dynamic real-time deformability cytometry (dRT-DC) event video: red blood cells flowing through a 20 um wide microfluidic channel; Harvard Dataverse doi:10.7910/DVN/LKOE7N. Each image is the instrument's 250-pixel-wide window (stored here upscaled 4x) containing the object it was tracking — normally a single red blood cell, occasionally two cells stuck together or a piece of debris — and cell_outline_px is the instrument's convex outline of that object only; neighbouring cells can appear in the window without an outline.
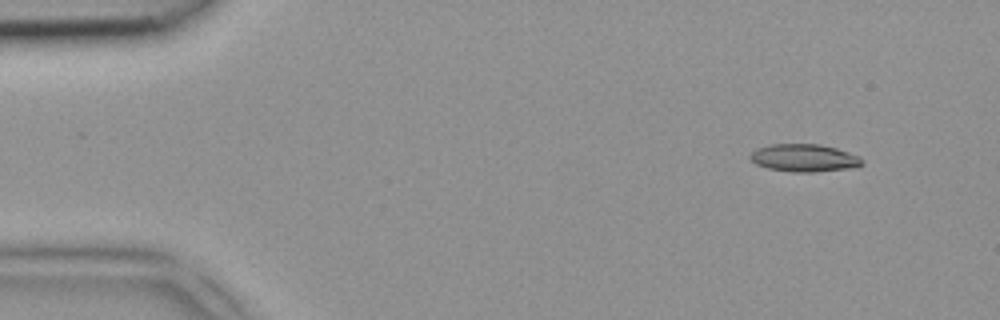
{"species": "common noctule bat (a hibernating species)", "species_latin": "Nyctalus noctula", "temperature_condition": "room temperature", "stored_images_in_passage": 4, "camera_frame_rate_fps": 3000, "um_per_image_px": 0.085, "animal": {"sex": "female", "body_mass_g": 18.4}, "frame": {"image": 1, "passage_image": 1, "time_ms": 0.0, "image_size_px": [1000, 320], "cell_outline_px": [[864, 164], [856, 168], [812, 172], [796, 172], [768, 168], [756, 164], [748, 156], [756, 148], [768, 144], [820, 144], [836, 148], [860, 156], [864, 160]], "centroid_in_image_um": [68.39, 13.42], "position_along_channel_um": 16.6, "area_um2": 18.21}}